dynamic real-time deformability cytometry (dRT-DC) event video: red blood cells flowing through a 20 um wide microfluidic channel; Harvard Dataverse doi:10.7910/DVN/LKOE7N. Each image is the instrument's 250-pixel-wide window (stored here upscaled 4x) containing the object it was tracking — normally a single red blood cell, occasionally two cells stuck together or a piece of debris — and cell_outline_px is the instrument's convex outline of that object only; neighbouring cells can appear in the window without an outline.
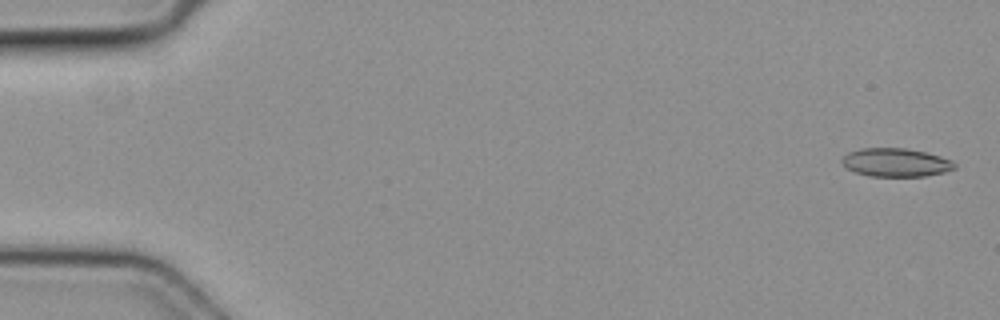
{"species": "common noctule bat (a hibernating species)", "species_latin": "Nyctalus noctula", "temperature_condition": "cold", "stored_images_in_passage": 9, "camera_frame_rate_fps": 3000, "um_per_image_px": 0.085, "animal": {"sex": "female", "body_mass_g": 19.3, "forearm_length_mm": 54.1}, "frame": {"image": 1, "passage_image": 1, "time_ms": 0.0, "image_size_px": [1000, 320], "cell_outline_px": [[956, 168], [944, 172], [924, 176], [872, 176], [856, 172], [848, 168], [840, 160], [848, 152], [860, 148], [904, 148], [924, 152], [940, 156], [952, 160], [956, 164]], "centroid_in_image_um": [76.16, 13.8], "position_along_channel_um": 8.8, "area_um2": 18.5}}